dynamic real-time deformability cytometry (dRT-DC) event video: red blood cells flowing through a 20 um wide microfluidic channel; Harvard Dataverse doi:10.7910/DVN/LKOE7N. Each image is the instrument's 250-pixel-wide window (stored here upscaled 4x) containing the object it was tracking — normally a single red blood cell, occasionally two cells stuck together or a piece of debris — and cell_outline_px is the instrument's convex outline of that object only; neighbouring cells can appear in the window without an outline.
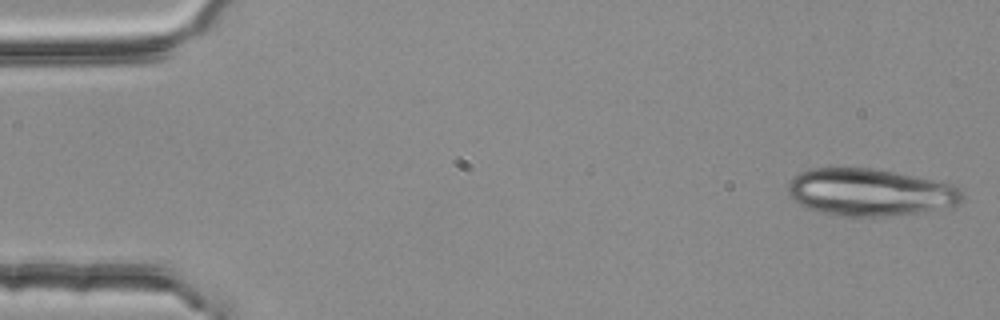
{"species": "common noctule bat (a hibernating species)", "species_latin": "Nyctalus noctula", "temperature_condition": "room temperature", "stored_images_in_passage": 4, "camera_frame_rate_fps": 3000, "um_per_image_px": 0.085, "animal": {"sex": "female", "body_mass_g": 25.1}, "frame": {"image": 1, "passage_image": 1, "time_ms": 0.0, "image_size_px": [1000, 320], "cell_outline_px": [[964, 196], [960, 204], [916, 212], [884, 216], [840, 216], [808, 208], [800, 204], [788, 192], [788, 184], [800, 172], [812, 168], [872, 168], [896, 172], [952, 184], [960, 188]], "centroid_in_image_um": [73.96, 16.33], "position_along_channel_um": 11.0, "area_um2": 47.34}}